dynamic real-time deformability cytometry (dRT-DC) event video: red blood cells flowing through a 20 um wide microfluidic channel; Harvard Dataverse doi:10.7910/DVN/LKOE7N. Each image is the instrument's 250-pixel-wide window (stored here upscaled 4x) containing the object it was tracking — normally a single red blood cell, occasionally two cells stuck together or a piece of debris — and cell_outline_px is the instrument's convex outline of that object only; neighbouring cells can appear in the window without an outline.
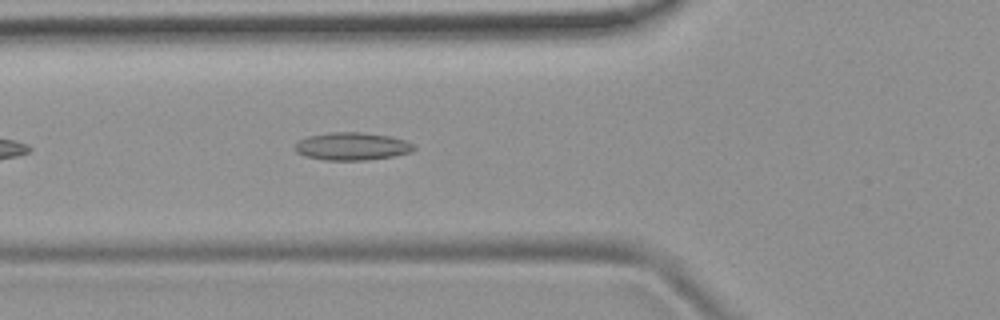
{"species": "common noctule bat (a hibernating species)", "species_latin": "Nyctalus noctula", "temperature_condition": "room temperature", "stored_images_in_passage": 14, "camera_frame_rate_fps": 3000, "um_per_image_px": 0.085, "animal": {"sex": "female", "body_mass_g": 19.9}, "frame": {"image": 1, "passage_image": 7, "time_ms": 2.0, "image_size_px": [1000, 320], "cell_outline_px": [[416, 148], [412, 152], [392, 156], [364, 160], [324, 160], [304, 156], [296, 152], [296, 144], [300, 140], [308, 136], [332, 132], [360, 132], [388, 136], [404, 140], [412, 144]], "centroid_in_image_um": [29.91, 12.44], "position_along_channel_um": 95.9, "area_um2": 19.02}}
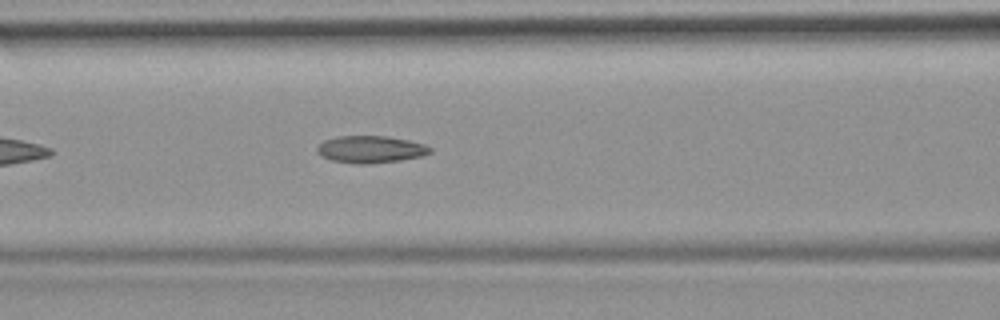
{"frame": {"image": 2, "passage_image": 10, "time_ms": 3.0, "image_size_px": [1000, 320], "cell_outline_px": [[432, 152], [420, 156], [400, 160], [368, 164], [356, 164], [332, 160], [320, 156], [316, 152], [316, 148], [324, 140], [336, 136], [388, 136], [408, 140], [424, 144], [432, 148]], "centroid_in_image_um": [31.47, 12.69], "position_along_channel_um": 135.1, "area_um2": 17.92}}